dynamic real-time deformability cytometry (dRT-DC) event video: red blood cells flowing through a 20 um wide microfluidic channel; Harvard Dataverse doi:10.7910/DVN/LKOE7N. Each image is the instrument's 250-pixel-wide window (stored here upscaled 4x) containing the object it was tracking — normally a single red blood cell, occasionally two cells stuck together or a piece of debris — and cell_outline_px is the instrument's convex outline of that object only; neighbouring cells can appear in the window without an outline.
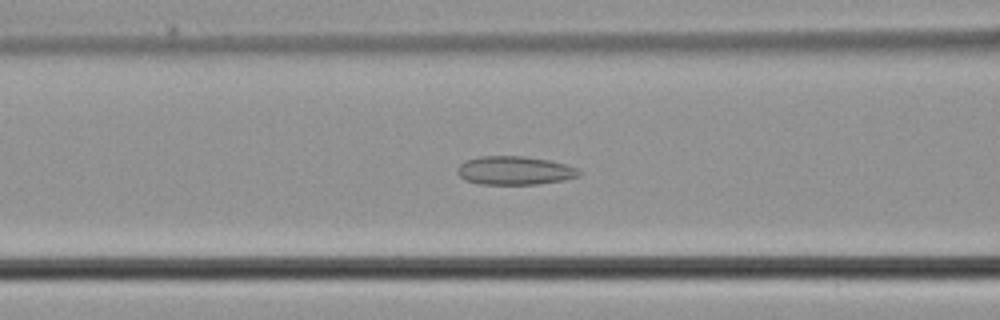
{"species": "common noctule bat (a hibernating species)", "species_latin": "Nyctalus noctula", "temperature_condition": "cold", "stored_images_in_passage": 32, "camera_frame_rate_fps": 3000, "um_per_image_px": 0.085, "animal": {"sex": "male", "body_mass_g": 21.5, "forearm_length_mm": 52.0}, "frame": {"image": 1, "passage_image": 8, "time_ms": 2.333, "image_size_px": [1000, 320], "cell_outline_px": [[580, 176], [564, 180], [536, 184], [480, 184], [464, 180], [456, 172], [456, 168], [464, 160], [480, 156], [524, 156], [548, 160], [564, 164], [576, 168], [580, 172]], "centroid_in_image_um": [43.69, 14.49], "position_along_channel_um": 122.9, "area_um2": 20.29}}
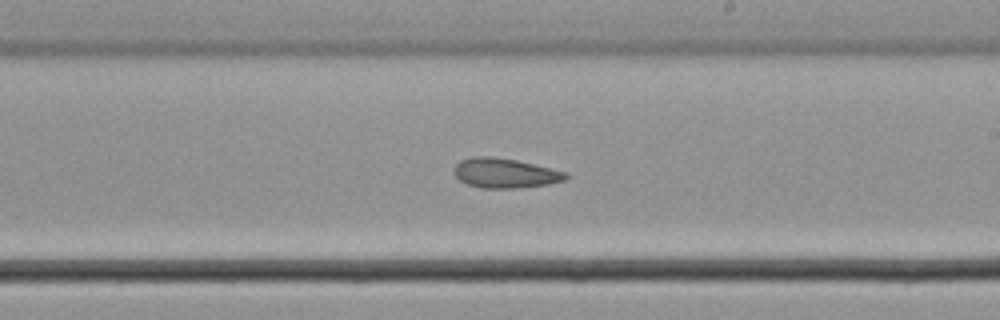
{"frame": {"image": 2, "passage_image": 17, "time_ms": 5.333, "image_size_px": [1000, 320], "cell_outline_px": [[568, 176], [564, 180], [548, 184], [516, 188], [480, 188], [468, 184], [460, 180], [452, 172], [456, 164], [460, 160], [472, 156], [488, 156], [516, 160], [568, 172]], "centroid_in_image_um": [42.9, 14.71], "position_along_channel_um": 246.1, "area_um2": 19.31}}
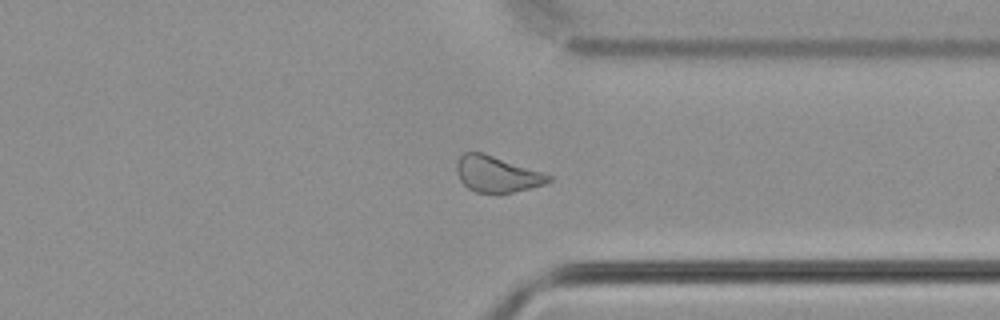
{"frame": {"image": 3, "passage_image": 26, "time_ms": 8.333, "image_size_px": [1000, 320], "cell_outline_px": [[552, 180], [544, 184], [496, 196], [476, 192], [468, 188], [460, 180], [456, 168], [456, 164], [460, 156], [464, 152], [484, 152], [552, 176]], "centroid_in_image_um": [42.2, 14.82], "position_along_channel_um": 369.2, "area_um2": 19.48}}